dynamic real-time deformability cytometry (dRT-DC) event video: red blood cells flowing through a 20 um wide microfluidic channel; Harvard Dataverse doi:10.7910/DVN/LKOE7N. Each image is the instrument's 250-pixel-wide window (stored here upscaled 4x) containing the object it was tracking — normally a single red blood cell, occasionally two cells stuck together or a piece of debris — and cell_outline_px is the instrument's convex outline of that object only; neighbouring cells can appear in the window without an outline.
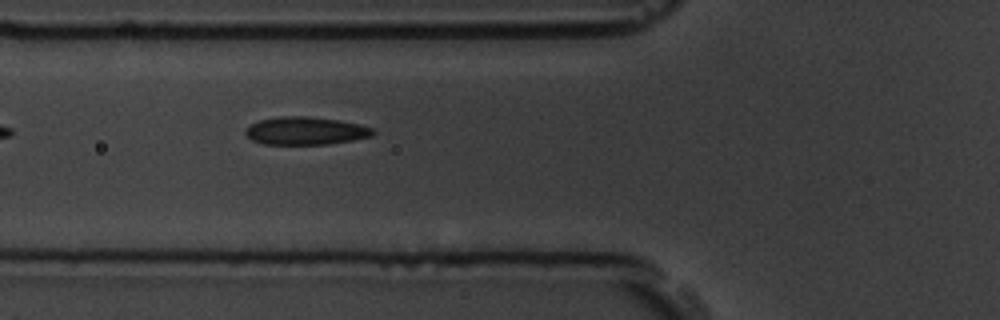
{"species": "common noctule bat (a hibernating species)", "species_latin": "Nyctalus noctula", "temperature_condition": "room temperature", "stored_images_in_passage": 5, "camera_frame_rate_fps": 3000, "um_per_image_px": 0.085, "animal": {"sex": "male", "body_mass_g": 19.5, "forearm_length_mm": 54.6}, "frame": {"image": 1, "passage_image": 5, "time_ms": 5.667, "image_size_px": [1000, 320], "cell_outline_px": [[376, 132], [372, 136], [352, 140], [328, 144], [260, 144], [252, 140], [244, 132], [244, 128], [260, 120], [280, 116], [308, 116], [340, 120], [360, 124], [372, 128]], "centroid_in_image_um": [25.97, 11.12], "position_along_channel_um": 99.8, "area_um2": 20.81}}